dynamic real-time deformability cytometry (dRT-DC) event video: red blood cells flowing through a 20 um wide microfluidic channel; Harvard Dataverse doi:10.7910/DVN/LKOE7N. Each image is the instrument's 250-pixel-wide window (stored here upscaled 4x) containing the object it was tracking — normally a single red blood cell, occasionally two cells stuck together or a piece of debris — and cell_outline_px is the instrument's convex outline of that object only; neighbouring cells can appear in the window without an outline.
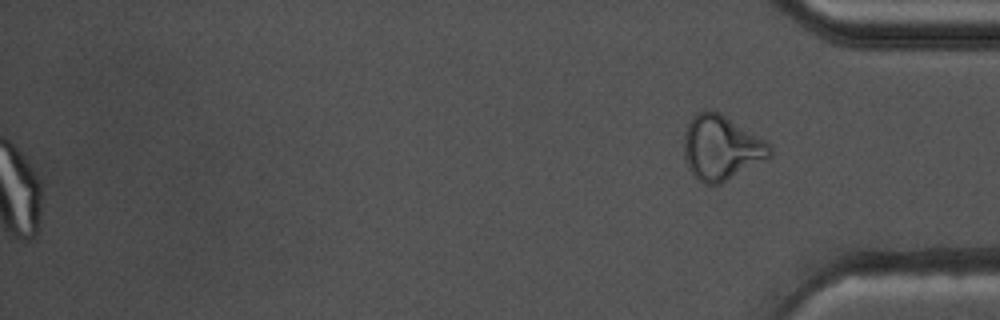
{"species": "common noctule bat (a hibernating species)", "species_latin": "Nyctalus noctula", "temperature_condition": "warm", "stored_images_in_passage": 59, "segment_of_instrument_passage": [2, 2], "camera_frame_rate_fps": 3000, "um_per_image_px": 0.085, "animal": {"sex": "male", "body_mass_g": 17.5, "forearm_length_mm": 52.3}, "frame": {"image": 1, "passage_image": 59, "time_ms": 19.333, "image_size_px": [1000, 320], "cell_outline_px": [[772, 156], [720, 184], [704, 184], [692, 172], [684, 156], [684, 136], [688, 124], [692, 116], [696, 112], [720, 112], [772, 144]], "centroid_in_image_um": [61.34, 12.55], "position_along_channel_um": 373.9, "area_um2": 32.02}}